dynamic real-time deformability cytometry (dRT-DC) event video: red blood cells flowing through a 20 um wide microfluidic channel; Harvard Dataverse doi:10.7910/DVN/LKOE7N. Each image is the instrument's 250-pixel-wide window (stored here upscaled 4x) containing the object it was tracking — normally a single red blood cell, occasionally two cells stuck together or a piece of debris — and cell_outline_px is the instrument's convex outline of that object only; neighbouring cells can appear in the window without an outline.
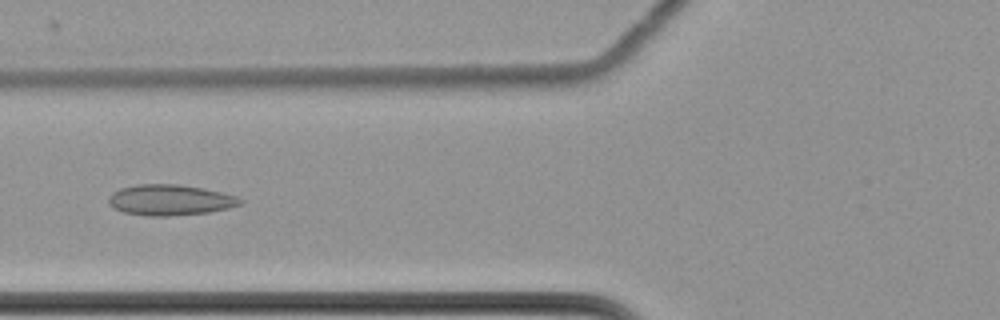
{"species": "common noctule bat (a hibernating species)", "species_latin": "Nyctalus noctula", "temperature_condition": "cold", "stored_images_in_passage": 62, "camera_frame_rate_fps": 3000, "um_per_image_px": 0.085, "animal": {"sex": "female", "body_mass_g": 22.7, "forearm_length_mm": 54.2}, "frame": {"image": 1, "passage_image": 27, "time_ms": 8.667, "image_size_px": [1000, 320], "cell_outline_px": [[244, 204], [228, 208], [208, 212], [168, 216], [148, 216], [124, 212], [112, 208], [108, 204], [108, 196], [112, 192], [120, 188], [136, 184], [180, 184], [204, 188], [224, 192], [236, 196], [244, 200]], "centroid_in_image_um": [14.46, 16.99], "position_along_channel_um": 111.3, "area_um2": 23.93}}
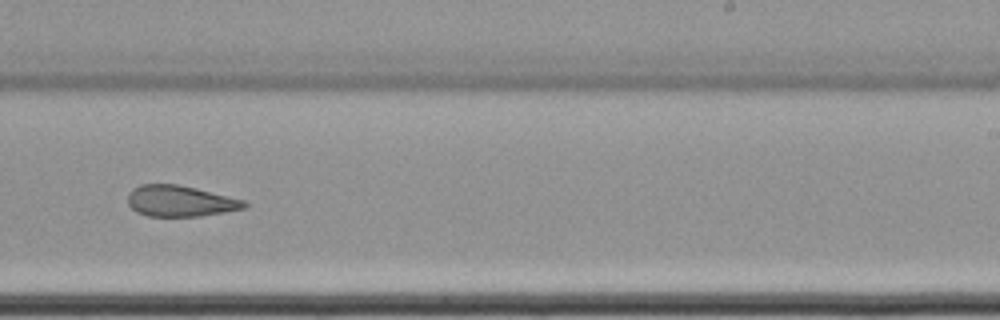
{"frame": {"image": 2, "passage_image": 41, "time_ms": 13.333, "image_size_px": [1000, 320], "cell_outline_px": [[248, 204], [244, 208], [224, 212], [200, 216], [148, 216], [136, 212], [128, 204], [128, 192], [132, 188], [140, 184], [176, 184], [196, 188], [244, 200]], "centroid_in_image_um": [15.27, 17.08], "position_along_channel_um": 273.7, "area_um2": 21.04}}
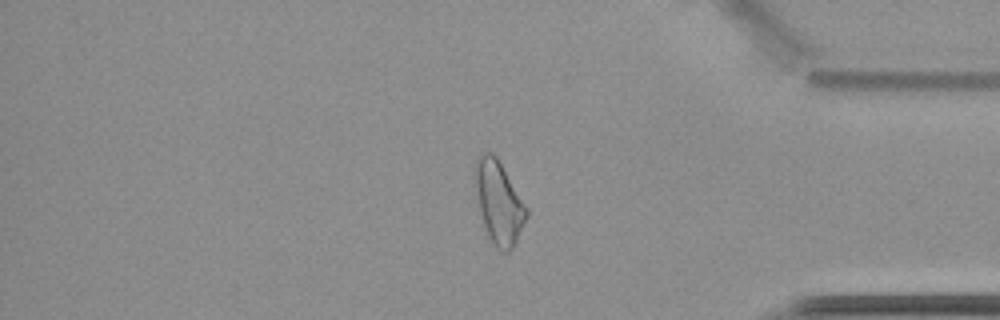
{"frame": {"image": 3, "passage_image": 53, "time_ms": 17.333, "image_size_px": [1000, 320], "cell_outline_px": [[528, 216], [516, 244], [508, 252], [504, 252], [496, 248], [492, 244], [488, 236], [480, 212], [472, 172], [472, 168], [480, 152], [492, 152], [496, 156], [528, 208]], "centroid_in_image_um": [42.38, 17.19], "position_along_channel_um": 392.8, "area_um2": 25.14}, "authors_computed_cell_mechanics": {"area_um2": 25.432, "velocity_mm_per_s": 3.4845, "shape_relaxation_time_tau1_ms": 9.8574, "shape_relaxation_time_tau2_ms": 3.7989, "deformation_change_tau1": 0.13, "deformation_change_tau2": 0.1292}}